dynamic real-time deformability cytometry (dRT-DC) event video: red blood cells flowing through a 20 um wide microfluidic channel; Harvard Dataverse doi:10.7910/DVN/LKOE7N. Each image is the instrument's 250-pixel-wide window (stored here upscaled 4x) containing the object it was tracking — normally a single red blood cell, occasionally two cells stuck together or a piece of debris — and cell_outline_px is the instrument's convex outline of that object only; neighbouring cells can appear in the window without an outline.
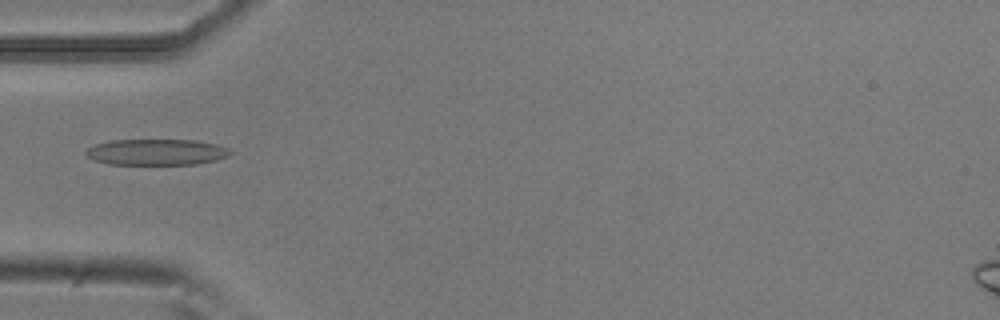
{"species": "common noctule bat (a hibernating species)", "species_latin": "Nyctalus noctula", "temperature_condition": "room temperature", "stored_images_in_passage": 3, "camera_frame_rate_fps": 3000, "um_per_image_px": 0.085, "animal": {"sex": "male", "body_mass_g": 20.5, "forearm_length_mm": 52.5}, "frame": {"image": 1, "passage_image": 2, "time_ms": 0.333, "image_size_px": [1000, 320], "cell_outline_px": [[232, 152], [228, 156], [216, 160], [196, 164], [108, 164], [96, 160], [88, 156], [84, 152], [88, 148], [96, 144], [108, 140], [196, 140], [216, 144], [228, 148]], "centroid_in_image_um": [13.31, 12.92], "position_along_channel_um": 71.7, "area_um2": 21.85}}
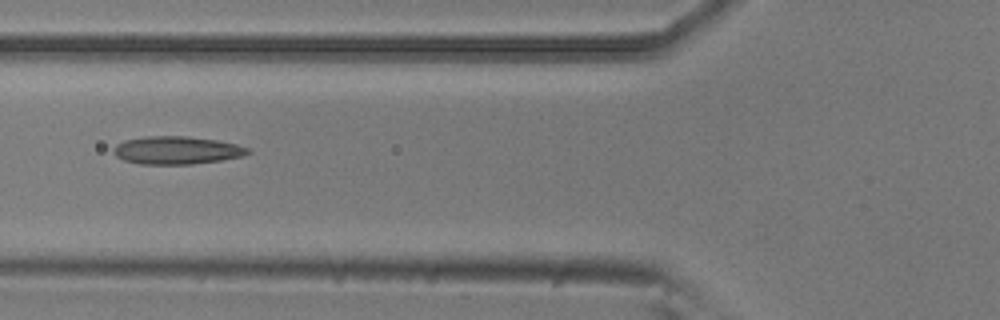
{"frame": {"image": 2, "passage_image": 3, "time_ms": 0.667, "image_size_px": [1000, 320], "cell_outline_px": [[252, 152], [244, 156], [220, 160], [192, 164], [140, 164], [124, 160], [116, 156], [112, 152], [112, 148], [116, 144], [124, 140], [148, 136], [188, 136], [216, 140], [236, 144], [248, 148]], "centroid_in_image_um": [15.0, 12.77], "position_along_channel_um": 110.8, "area_um2": 21.91}}